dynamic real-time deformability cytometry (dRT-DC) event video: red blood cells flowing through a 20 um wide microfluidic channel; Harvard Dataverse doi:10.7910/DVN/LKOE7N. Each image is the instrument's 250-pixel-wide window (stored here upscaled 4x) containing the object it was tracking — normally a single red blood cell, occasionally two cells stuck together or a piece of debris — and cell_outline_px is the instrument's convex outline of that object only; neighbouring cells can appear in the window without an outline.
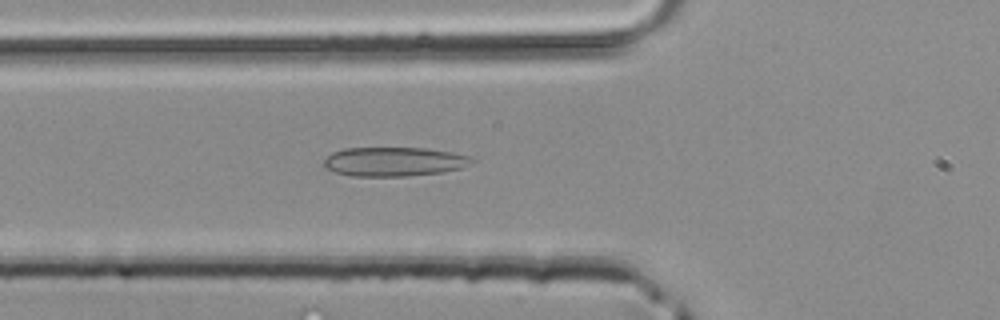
{"species": "common noctule bat (a hibernating species)", "species_latin": "Nyctalus noctula", "temperature_condition": "room temperature", "stored_images_in_passage": 35, "camera_frame_rate_fps": 3000, "um_per_image_px": 0.085, "animal": {"sex": "male", "body_mass_g": 20.4}, "frame": {"image": 1, "passage_image": 8, "time_ms": 2.333, "image_size_px": [1000, 320], "cell_outline_px": [[476, 160], [460, 168], [444, 172], [408, 176], [352, 176], [336, 172], [328, 168], [324, 164], [324, 160], [332, 152], [344, 148], [428, 148], [452, 152], [468, 156]], "centroid_in_image_um": [33.51, 13.73], "position_along_channel_um": 92.3, "area_um2": 25.03}}
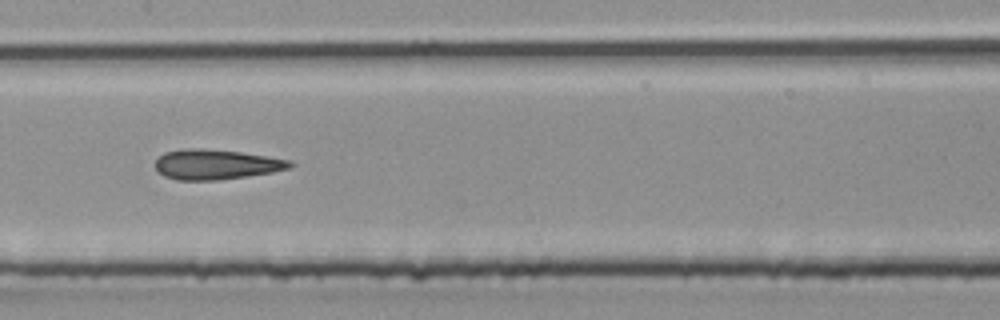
{"frame": {"image": 2, "passage_image": 14, "time_ms": 4.333, "image_size_px": [1000, 320], "cell_outline_px": [[296, 164], [292, 168], [272, 172], [248, 176], [220, 180], [176, 180], [164, 176], [156, 172], [156, 160], [164, 152], [192, 148], [196, 148], [240, 152], [288, 160]], "centroid_in_image_um": [18.36, 13.99], "position_along_channel_um": 189.0, "area_um2": 23.47}}
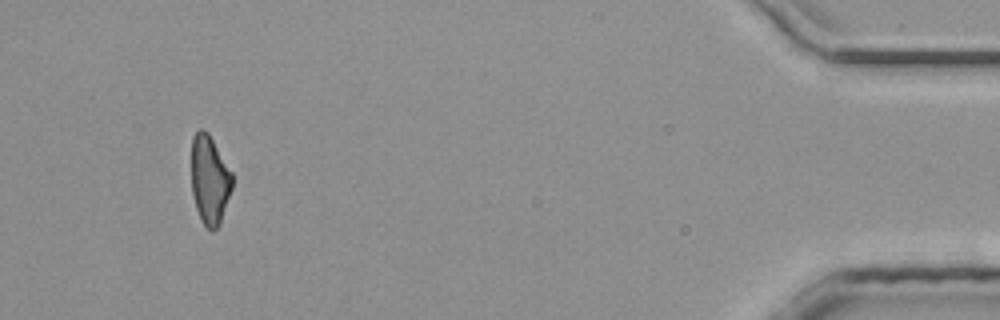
{"frame": {"image": 3, "passage_image": 33, "time_ms": 10.667, "image_size_px": [1000, 320], "cell_outline_px": [[232, 188], [220, 224], [212, 232], [204, 224], [196, 208], [192, 196], [192, 136], [200, 128], [204, 128], [208, 132], [232, 172]], "centroid_in_image_um": [17.82, 15.26], "position_along_channel_um": 417.4, "area_um2": 21.1}}